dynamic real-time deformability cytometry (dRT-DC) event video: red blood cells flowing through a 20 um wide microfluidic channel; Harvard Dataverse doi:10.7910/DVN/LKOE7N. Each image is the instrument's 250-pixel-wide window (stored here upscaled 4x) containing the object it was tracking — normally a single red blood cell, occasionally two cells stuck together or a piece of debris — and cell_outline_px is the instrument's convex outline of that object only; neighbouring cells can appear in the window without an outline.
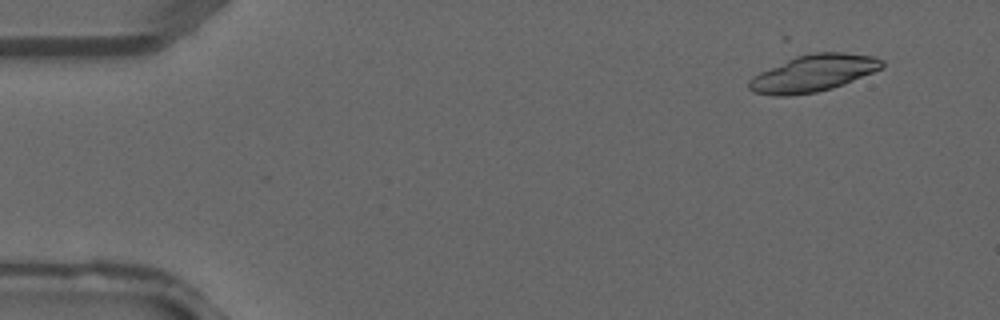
{"species": "common noctule bat (a hibernating species)", "species_latin": "Nyctalus noctula", "temperature_condition": "warm", "stored_images_in_passage": 3, "camera_frame_rate_fps": 3000, "um_per_image_px": 0.085, "animal": {"sex": "male", "forearm_length_mm": 52.5}, "frame": {"image": 1, "passage_image": 1, "time_ms": 0.0, "image_size_px": [1000, 320], "cell_outline_px": [[884, 68], [844, 84], [832, 88], [816, 92], [788, 96], [772, 96], [752, 92], [748, 88], [748, 80], [752, 76], [760, 72], [796, 56], [812, 52], [844, 52], [872, 56], [884, 60]], "centroid_in_image_um": [69.13, 6.23], "position_along_channel_um": 15.9, "area_um2": 28.73}}